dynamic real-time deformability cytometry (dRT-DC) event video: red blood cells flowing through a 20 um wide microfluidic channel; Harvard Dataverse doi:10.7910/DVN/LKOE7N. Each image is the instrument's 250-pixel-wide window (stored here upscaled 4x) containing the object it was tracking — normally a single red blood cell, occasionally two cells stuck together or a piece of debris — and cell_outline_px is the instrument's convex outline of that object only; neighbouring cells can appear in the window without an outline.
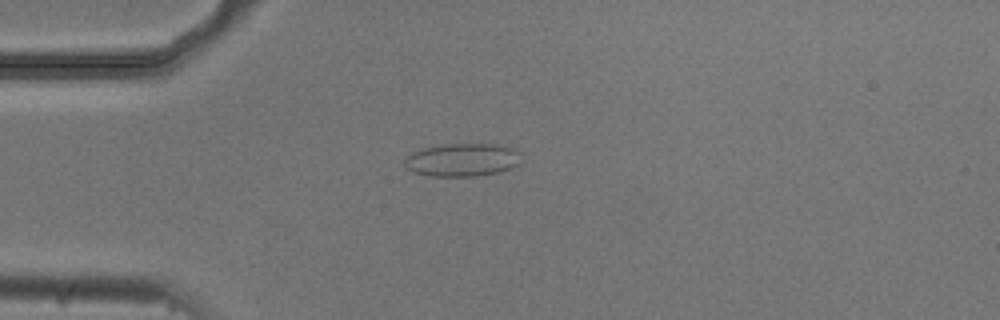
{"species": "common noctule bat (a hibernating species)", "species_latin": "Nyctalus noctula", "temperature_condition": "cold", "stored_images_in_passage": 5, "camera_frame_rate_fps": 3000, "um_per_image_px": 0.085, "animal": {"sex": "male", "body_mass_g": 20.5, "forearm_length_mm": 52.5}, "frame": {"image": 1, "passage_image": 2, "time_ms": 0.333, "image_size_px": [1000, 320], "cell_outline_px": [[520, 164], [512, 168], [496, 172], [476, 176], [432, 176], [412, 172], [404, 168], [404, 160], [412, 152], [424, 148], [444, 144], [496, 144], [516, 148]], "centroid_in_image_um": [39.27, 13.59], "position_along_channel_um": 45.7, "area_um2": 22.48}}
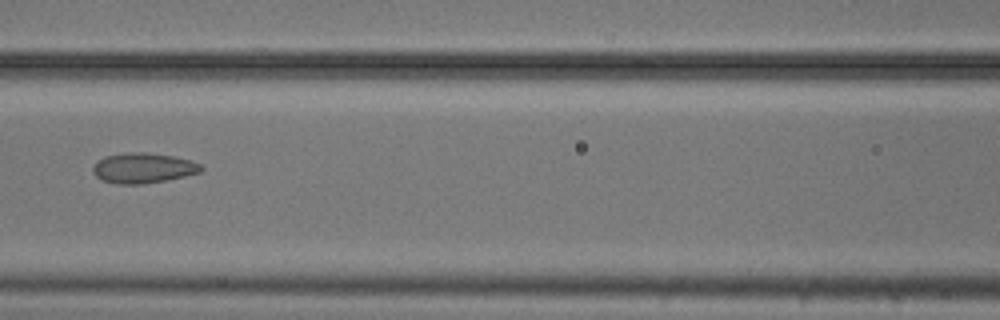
{"frame": {"image": 2, "passage_image": 5, "time_ms": 1.333, "image_size_px": [1000, 320], "cell_outline_px": [[204, 168], [200, 172], [184, 176], [144, 184], [116, 184], [100, 180], [92, 172], [92, 168], [104, 156], [128, 152], [144, 152], [172, 156], [192, 160], [200, 164]], "centroid_in_image_um": [12.16, 14.28], "position_along_channel_um": 154.4, "area_um2": 19.02}}